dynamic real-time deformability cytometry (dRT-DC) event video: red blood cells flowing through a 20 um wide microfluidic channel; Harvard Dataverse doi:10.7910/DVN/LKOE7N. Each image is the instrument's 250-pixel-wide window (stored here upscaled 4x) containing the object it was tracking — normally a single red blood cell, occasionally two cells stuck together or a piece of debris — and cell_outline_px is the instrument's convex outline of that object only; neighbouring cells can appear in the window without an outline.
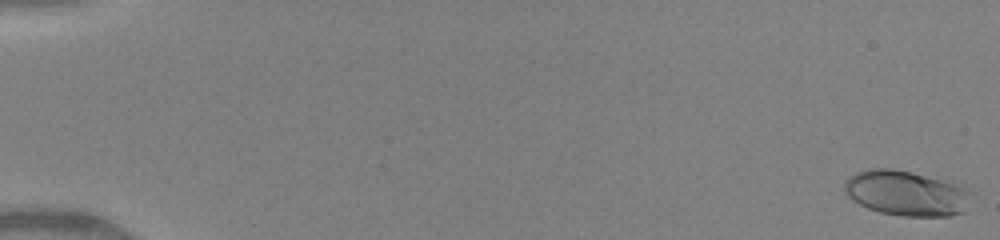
{"species": "human", "species_latin": "Homo sapiens", "temperature_condition": "warm", "stored_images_in_passage": 60, "camera_frame_rate_fps": 3000, "um_per_image_px": 0.085, "donor": {"sex": "female"}, "frame": {"image": 1, "passage_image": 1, "time_ms": 0.0, "image_size_px": [1000, 240], "cell_outline_px": [[968, 192], [964, 212], [948, 216], [900, 216], [880, 212], [868, 208], [852, 200], [848, 196], [844, 188], [844, 180], [848, 176], [856, 172], [868, 168], [892, 168], [912, 172], [940, 180], [964, 188]], "centroid_in_image_um": [76.91, 16.42], "position_along_channel_um": 8.1, "area_um2": 32.83}}
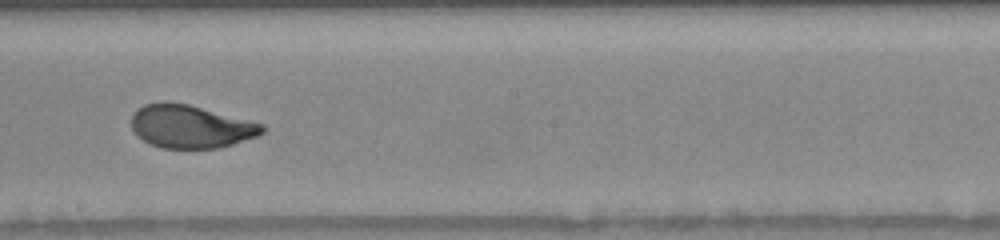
{"frame": {"image": 2, "passage_image": 37, "time_ms": 9.667, "image_size_px": [1000, 240], "cell_outline_px": [[264, 132], [256, 136], [232, 144], [216, 148], [160, 148], [136, 136], [132, 128], [132, 112], [136, 108], [144, 104], [164, 100], [188, 104], [264, 124]], "centroid_in_image_um": [16.15, 10.73], "position_along_channel_um": 232.1, "area_um2": 32.89}}
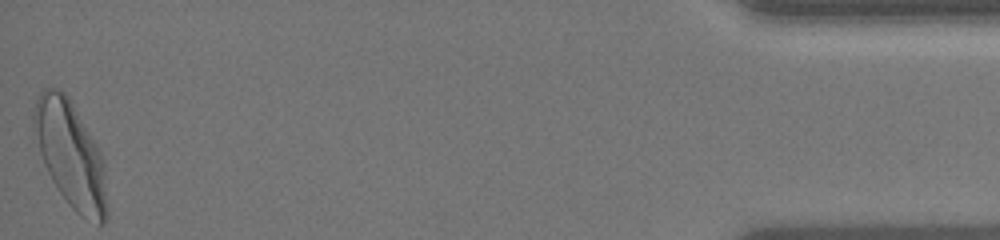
{"frame": {"image": 3, "passage_image": 60, "time_ms": 16.333, "image_size_px": [1000, 240], "cell_outline_px": [[108, 220], [104, 224], [100, 224], [80, 216], [68, 204], [52, 180], [44, 164], [40, 152], [32, 120], [32, 116], [36, 100], [40, 92], [44, 88], [60, 88], [64, 92], [72, 104], [96, 144], [104, 160], [108, 208]], "centroid_in_image_um": [6.02, 13.19], "position_along_channel_um": 429.2, "area_um2": 44.91}, "authors_computed_cell_mechanics": {"area_um2": 33.524, "velocity_mm_per_s": 4.1479, "shape_relaxation_time_tau1_ms": 3.0861, "shape_relaxation_time_tau2_ms": null, "deformation_change_tau1": 0.175, "deformation_change_tau2": null}}